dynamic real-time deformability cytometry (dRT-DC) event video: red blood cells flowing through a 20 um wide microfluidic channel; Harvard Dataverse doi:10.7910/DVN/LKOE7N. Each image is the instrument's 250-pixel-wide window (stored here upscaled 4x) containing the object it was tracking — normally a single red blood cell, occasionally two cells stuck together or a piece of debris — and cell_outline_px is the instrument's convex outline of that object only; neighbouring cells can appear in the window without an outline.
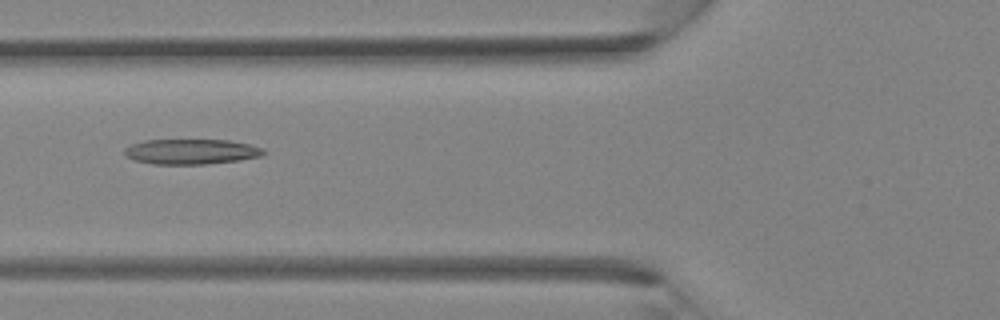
{"species": "Egyptian fruit bat (a non-hibernating species)", "species_latin": "Rousettus aegyptiacus", "temperature_condition": "room temperature", "stored_images_in_passage": 32, "camera_frame_rate_fps": 3000, "um_per_image_px": 0.085, "animal": {"sex": "female"}, "frame": {"image": 1, "passage_image": 9, "time_ms": 2.667, "image_size_px": [1000, 320], "cell_outline_px": [[268, 152], [260, 156], [240, 160], [204, 164], [152, 164], [136, 160], [124, 156], [124, 148], [132, 144], [144, 140], [228, 140], [248, 144], [264, 148]], "centroid_in_image_um": [16.25, 12.89], "position_along_channel_um": 109.5, "area_um2": 20.46}}
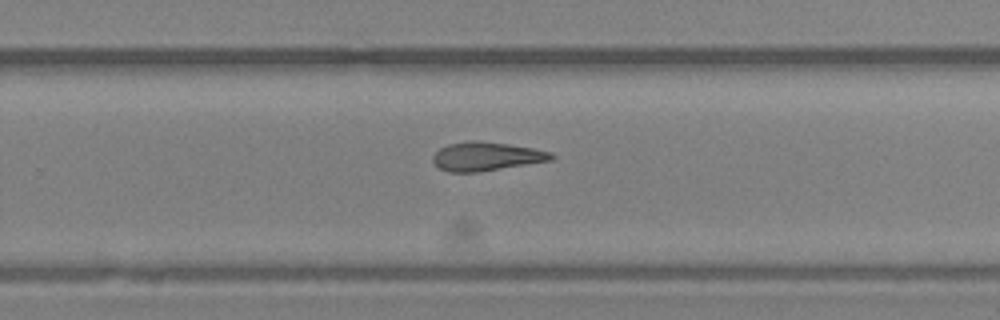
{"frame": {"image": 2, "passage_image": 19, "time_ms": 6.0, "image_size_px": [1000, 320], "cell_outline_px": [[556, 156], [552, 160], [480, 172], [448, 172], [440, 168], [432, 160], [432, 156], [440, 148], [448, 144], [468, 140], [472, 140], [508, 144], [532, 148], [552, 152]], "centroid_in_image_um": [41.34, 13.29], "position_along_channel_um": 288.5, "area_um2": 19.83}}
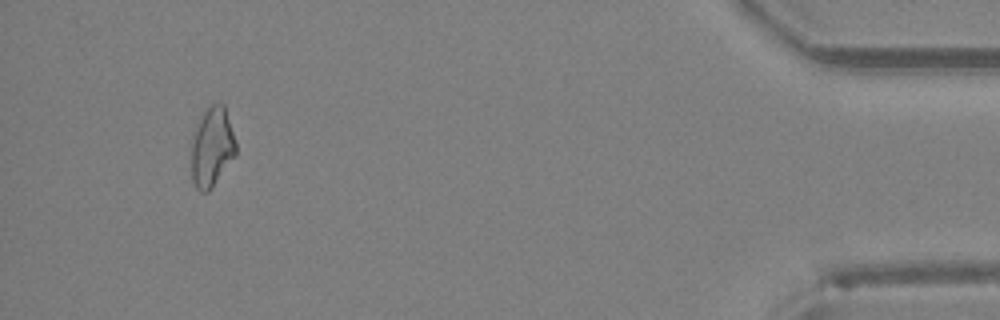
{"frame": {"image": 3, "passage_image": 30, "time_ms": 9.667, "image_size_px": [1000, 320], "cell_outline_px": [[236, 152], [208, 192], [200, 192], [196, 188], [192, 180], [192, 136], [204, 112], [216, 100], [220, 100], [224, 104], [236, 140]], "centroid_in_image_um": [18.02, 12.46], "position_along_channel_um": 417.2, "area_um2": 20.35}}